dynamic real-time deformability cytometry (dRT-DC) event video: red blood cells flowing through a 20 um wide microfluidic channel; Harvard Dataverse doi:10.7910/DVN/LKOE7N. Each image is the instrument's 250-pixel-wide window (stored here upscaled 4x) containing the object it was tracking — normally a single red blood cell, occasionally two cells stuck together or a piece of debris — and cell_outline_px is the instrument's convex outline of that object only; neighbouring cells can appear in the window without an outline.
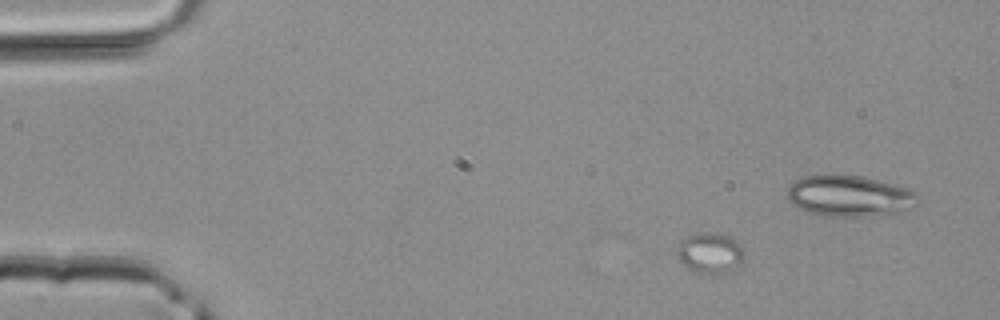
{"species": "common noctule bat (a hibernating species)", "species_latin": "Nyctalus noctula", "temperature_condition": "room temperature", "stored_images_in_passage": 40, "camera_frame_rate_fps": 3000, "um_per_image_px": 0.085, "animal": {"sex": "male", "body_mass_g": 20.4}, "frame": {"image": 1, "passage_image": 1, "time_ms": 0.0, "image_size_px": [1000, 320], "cell_outline_px": [[744, 256], [740, 264], [732, 268], [720, 272], [696, 272], [688, 268], [676, 256], [676, 248], [680, 240], [684, 236], [708, 232], [728, 236], [744, 252]], "centroid_in_image_um": [60.26, 21.47], "position_along_channel_um": 24.7, "area_um2": 15.26}}
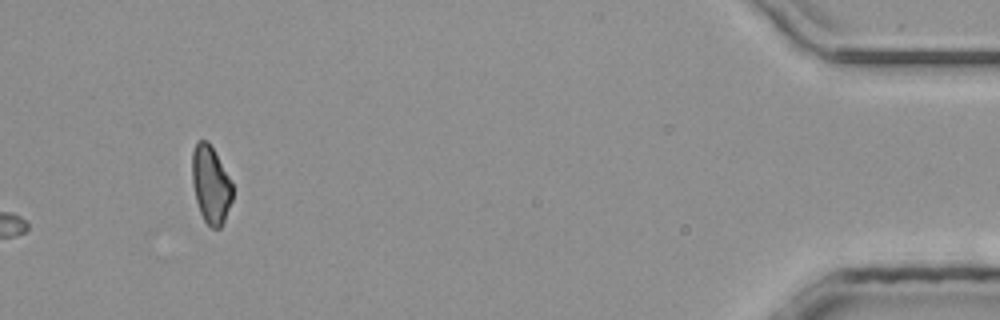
{"frame": {"image": 2, "passage_image": 40, "time_ms": 13.0, "image_size_px": [1000, 320], "cell_outline_px": [[232, 200], [224, 224], [220, 228], [212, 228], [204, 220], [200, 212], [196, 200], [192, 184], [192, 152], [196, 144], [200, 140], [208, 140], [228, 176], [232, 184]], "centroid_in_image_um": [17.91, 15.72], "position_along_channel_um": 417.3, "area_um2": 18.15}}